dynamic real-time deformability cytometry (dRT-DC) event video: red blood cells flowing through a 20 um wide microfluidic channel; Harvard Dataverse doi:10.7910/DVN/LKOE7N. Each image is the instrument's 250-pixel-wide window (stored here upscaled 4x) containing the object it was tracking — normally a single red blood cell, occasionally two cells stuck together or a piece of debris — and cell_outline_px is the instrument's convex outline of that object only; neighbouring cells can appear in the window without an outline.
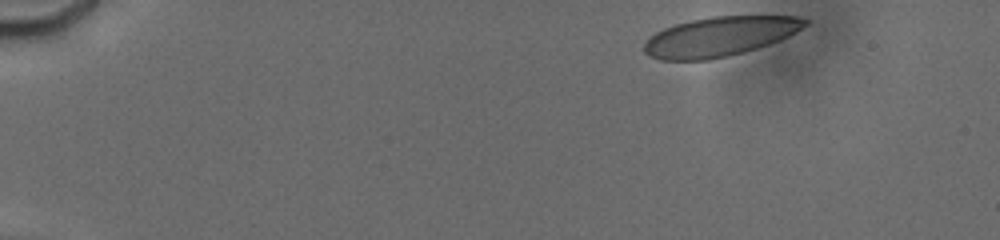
{"species": "human", "species_latin": "Homo sapiens", "temperature_condition": "cold", "stored_images_in_passage": 34, "camera_frame_rate_fps": 3000, "um_per_image_px": 0.085, "donor": {"sex": "male"}, "frame": {"image": 1, "passage_image": 1, "time_ms": 0.0, "image_size_px": [1000, 240], "cell_outline_px": [[808, 24], [788, 36], [768, 44], [744, 52], [708, 60], [660, 60], [648, 56], [644, 52], [644, 44], [656, 32], [664, 28], [676, 24], [692, 20], [712, 16], [796, 16], [808, 20]], "centroid_in_image_um": [61.16, 3.11], "position_along_channel_um": 23.8, "area_um2": 36.7}}
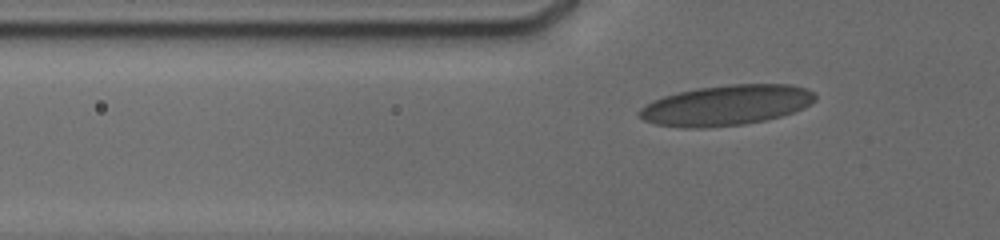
{"frame": {"image": 2, "passage_image": 25, "time_ms": 4.0, "image_size_px": [1000, 240], "cell_outline_px": [[816, 100], [804, 108], [780, 116], [764, 120], [744, 124], [704, 128], [684, 128], [656, 124], [644, 120], [636, 116], [636, 112], [640, 108], [652, 100], [664, 96], [696, 88], [728, 84], [792, 84], [808, 88], [816, 96]], "centroid_in_image_um": [61.71, 8.94], "position_along_channel_um": 64.1, "area_um2": 41.56}}
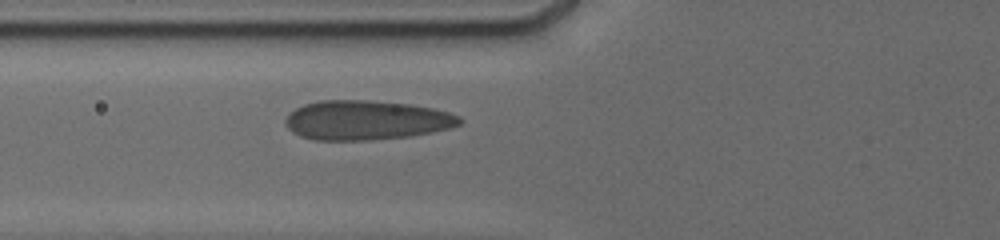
{"frame": {"image": 3, "passage_image": 31, "time_ms": 5.0, "image_size_px": [1000, 240], "cell_outline_px": [[464, 120], [460, 124], [448, 128], [432, 132], [408, 136], [368, 140], [316, 140], [300, 136], [292, 132], [284, 124], [284, 120], [288, 112], [304, 104], [320, 100], [368, 100], [408, 104], [432, 108], [448, 112], [460, 116]], "centroid_in_image_um": [31.09, 10.21], "position_along_channel_um": 94.7, "area_um2": 40.11}}